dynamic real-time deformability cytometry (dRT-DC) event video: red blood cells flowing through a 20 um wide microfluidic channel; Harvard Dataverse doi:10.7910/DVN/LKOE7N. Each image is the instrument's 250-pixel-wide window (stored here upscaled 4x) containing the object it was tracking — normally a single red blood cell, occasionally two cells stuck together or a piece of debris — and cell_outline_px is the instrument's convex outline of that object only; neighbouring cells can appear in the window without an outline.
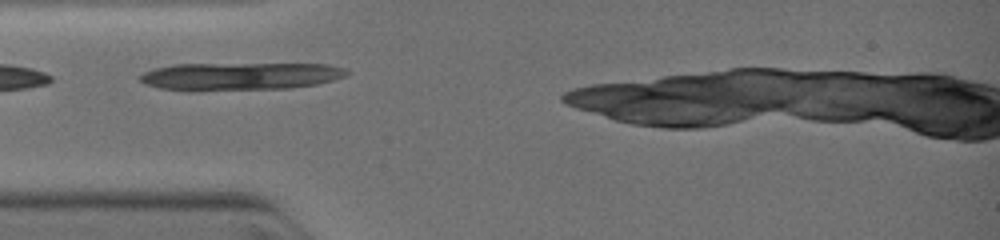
{"species": "common noctule bat (a hibernating species)", "species_latin": "Nyctalus noctula", "temperature_condition": "warm", "stored_images_in_passage": 7, "camera_frame_rate_fps": 3000, "um_per_image_px": 0.085, "animal": {"sex": "female", "body_mass_g": 19.0, "forearm_length_mm": 51.5}, "frame": {"image": 1, "passage_image": 3, "time_ms": 1.333, "image_size_px": [1000, 240], "cell_outline_px": [[352, 72], [344, 76], [332, 80], [316, 84], [292, 88], [196, 92], [188, 92], [160, 88], [144, 84], [140, 80], [140, 76], [144, 72], [156, 68], [172, 64], [328, 64], [344, 68]], "centroid_in_image_um": [20.36, 6.5], "position_along_channel_um": 64.6, "area_um2": 34.04}}
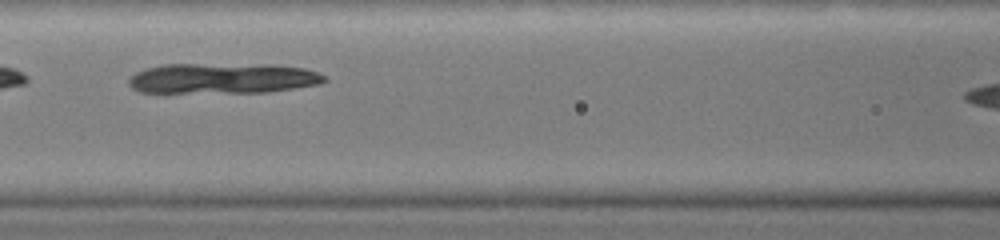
{"frame": {"image": 2, "passage_image": 5, "time_ms": 3.0, "image_size_px": [1000, 240], "cell_outline_px": [[328, 80], [320, 84], [264, 92], [140, 92], [132, 88], [128, 84], [128, 80], [136, 72], [148, 68], [164, 64], [272, 64], [304, 68], [316, 72], [324, 76]], "centroid_in_image_um": [18.93, 6.65], "position_along_channel_um": 147.7, "area_um2": 34.56}}